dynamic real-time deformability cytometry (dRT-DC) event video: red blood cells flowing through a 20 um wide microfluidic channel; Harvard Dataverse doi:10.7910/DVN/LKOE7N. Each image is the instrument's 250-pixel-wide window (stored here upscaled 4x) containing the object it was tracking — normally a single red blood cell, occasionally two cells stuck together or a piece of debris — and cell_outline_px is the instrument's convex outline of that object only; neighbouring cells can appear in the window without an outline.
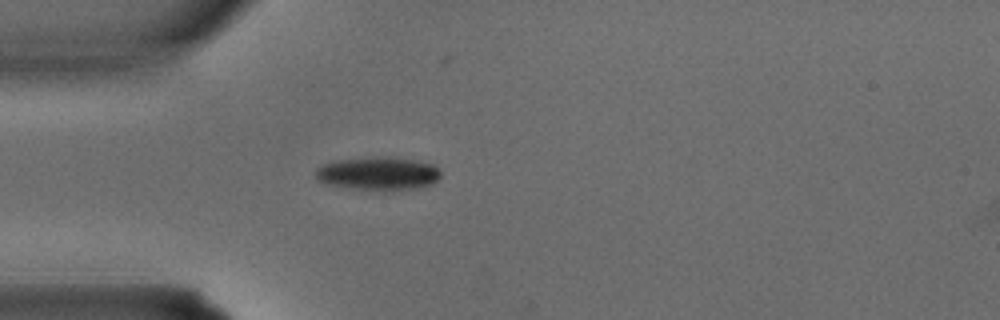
{"species": "common noctule bat (a hibernating species)", "species_latin": "Nyctalus noctula", "temperature_condition": "warm", "stored_images_in_passage": 2, "camera_frame_rate_fps": 3000, "um_per_image_px": 0.085, "animal": {"sex": "male", "body_mass_g": 15.6}, "frame": {"image": 1, "passage_image": 1, "time_ms": 0.0, "image_size_px": [1000, 320], "cell_outline_px": [[440, 176], [432, 184], [416, 188], [392, 192], [352, 188], [328, 184], [316, 180], [316, 168], [324, 164], [336, 160], [372, 156], [392, 156], [416, 160], [432, 164], [440, 168]], "centroid_in_image_um": [32.17, 14.74], "position_along_channel_um": 52.8, "area_um2": 24.8}}